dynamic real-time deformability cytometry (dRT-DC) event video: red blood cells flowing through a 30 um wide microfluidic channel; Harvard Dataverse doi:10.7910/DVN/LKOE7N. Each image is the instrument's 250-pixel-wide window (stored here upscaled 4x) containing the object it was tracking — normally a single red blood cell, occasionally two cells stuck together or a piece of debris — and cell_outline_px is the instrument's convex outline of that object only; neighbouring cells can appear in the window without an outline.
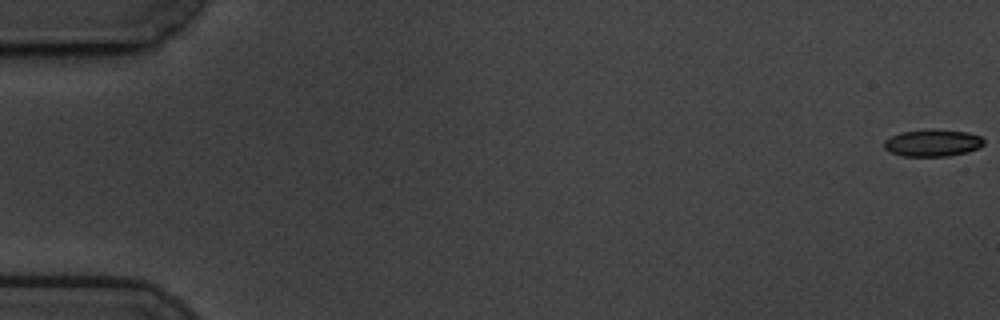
{"species": "common noctule bat (a hibernating species)", "species_latin": "Nyctalus noctula", "temperature_condition": "cold", "stored_images_in_passage": 60, "camera_frame_rate_fps": 3000, "um_per_image_px": 0.085, "animal": {"sex": "male", "body_mass_g": 19.5, "forearm_length_mm": 54.6}, "frame": {"image": 1, "passage_image": 1, "time_ms": 0.0, "image_size_px": [1000, 320], "cell_outline_px": [[984, 144], [980, 148], [968, 152], [948, 156], [900, 156], [884, 148], [884, 140], [900, 132], [924, 128], [932, 128], [968, 132], [980, 136], [984, 140]], "centroid_in_image_um": [79.29, 12.13], "position_along_channel_um": 5.7, "area_um2": 16.07}}
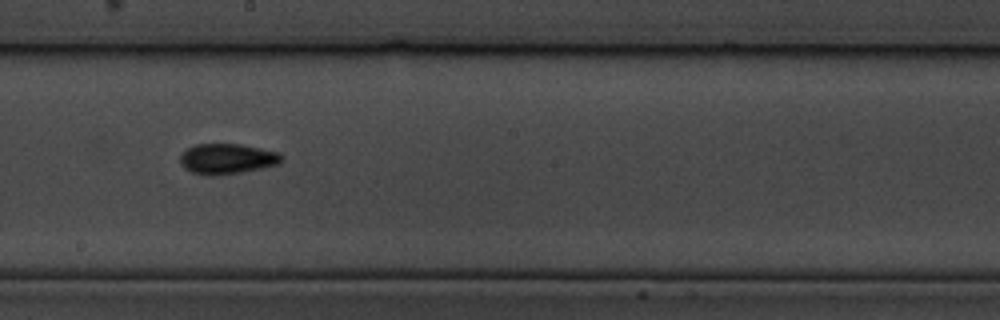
{"frame": {"image": 2, "passage_image": 34, "time_ms": 11.0, "image_size_px": [1000, 320], "cell_outline_px": [[284, 160], [280, 164], [240, 172], [216, 176], [204, 176], [192, 172], [184, 168], [180, 164], [180, 156], [188, 148], [196, 144], [240, 144], [280, 152]], "centroid_in_image_um": [19.31, 13.51], "position_along_channel_um": 228.9, "area_um2": 18.09}}
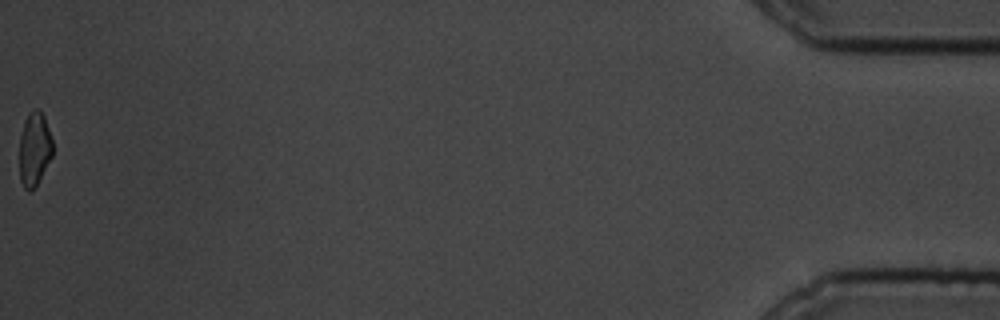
{"frame": {"image": 3, "passage_image": 60, "time_ms": 19.667, "image_size_px": [1000, 320], "cell_outline_px": [[52, 156], [36, 188], [28, 192], [24, 188], [20, 180], [20, 136], [24, 120], [28, 112], [32, 108], [40, 108], [44, 116], [52, 140]], "centroid_in_image_um": [2.92, 12.66], "position_along_channel_um": 432.3, "area_um2": 14.57}, "authors_computed_cell_mechanics": {"area_um2": 16.2129, "velocity_mm_per_s": 3.4443, "shape_relaxation_time_tau1_ms": 5.6602, "shape_relaxation_time_tau2_ms": 4.3702, "deformation_change_tau1": 0.1215, "deformation_change_tau2": 0.0996}}